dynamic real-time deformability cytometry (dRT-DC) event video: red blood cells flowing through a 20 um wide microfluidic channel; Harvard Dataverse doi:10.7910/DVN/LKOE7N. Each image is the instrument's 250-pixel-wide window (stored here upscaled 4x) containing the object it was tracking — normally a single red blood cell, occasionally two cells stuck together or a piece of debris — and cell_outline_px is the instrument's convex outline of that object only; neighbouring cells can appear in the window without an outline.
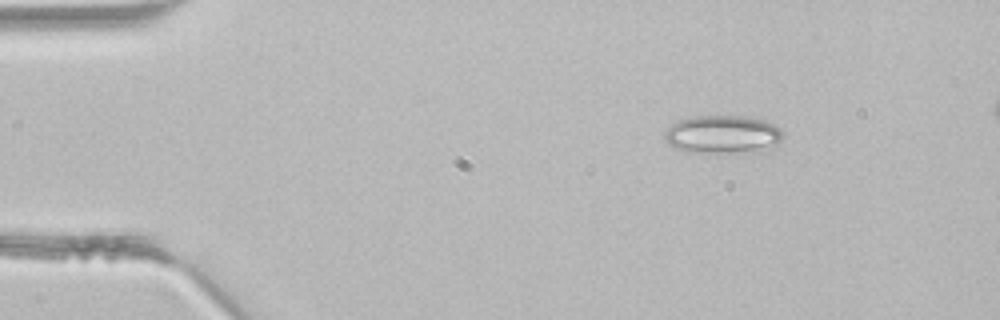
{"species": "common noctule bat (a hibernating species)", "species_latin": "Nyctalus noctula", "temperature_condition": "room temperature", "stored_images_in_passage": 2, "camera_frame_rate_fps": 3000, "um_per_image_px": 0.085, "animal": {"sex": "male", "body_mass_g": 21.5, "forearm_length_mm": 52.0}, "frame": {"image": 1, "passage_image": 2, "time_ms": 0.333, "image_size_px": [1000, 320], "cell_outline_px": [[784, 136], [776, 144], [756, 148], [732, 152], [688, 152], [676, 148], [668, 144], [664, 140], [664, 132], [672, 124], [680, 120], [696, 116], [744, 116], [764, 120], [780, 128], [784, 132]], "centroid_in_image_um": [61.35, 11.39], "position_along_channel_um": 23.6, "area_um2": 25.61}}